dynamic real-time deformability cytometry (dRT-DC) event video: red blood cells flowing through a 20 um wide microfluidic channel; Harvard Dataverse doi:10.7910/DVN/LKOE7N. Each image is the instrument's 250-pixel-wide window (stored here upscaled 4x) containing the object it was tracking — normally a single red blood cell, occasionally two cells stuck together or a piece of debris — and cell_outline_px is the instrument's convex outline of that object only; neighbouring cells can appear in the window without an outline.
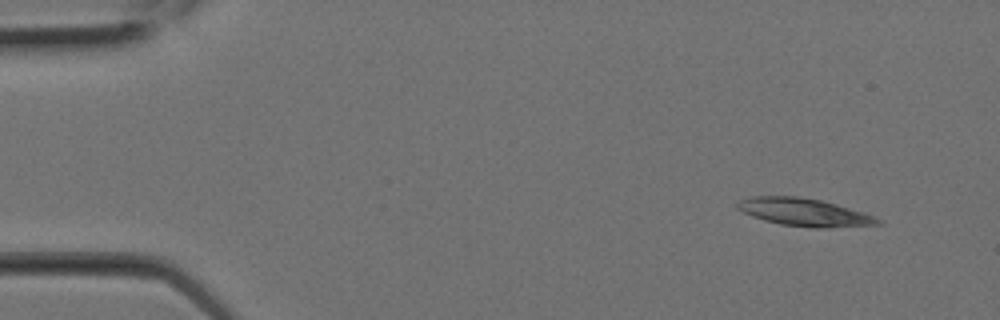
{"species": "Egyptian fruit bat (a non-hibernating species)", "species_latin": "Rousettus aegyptiacus", "temperature_condition": "room temperature", "stored_images_in_passage": 3, "segment_of_instrument_passage": [1, 2], "camera_frame_rate_fps": 3000, "um_per_image_px": 0.085, "animal": {"sex": "female"}, "frame": {"image": 1, "passage_image": 1, "time_ms": 0.0, "image_size_px": [1000, 320], "cell_outline_px": [[884, 224], [820, 228], [812, 228], [780, 224], [764, 220], [752, 216], [736, 208], [736, 204], [740, 200], [752, 196], [800, 196], [820, 200], [836, 204], [876, 216]], "centroid_in_image_um": [68.37, 18.04], "position_along_channel_um": 16.6, "area_um2": 22.66}}
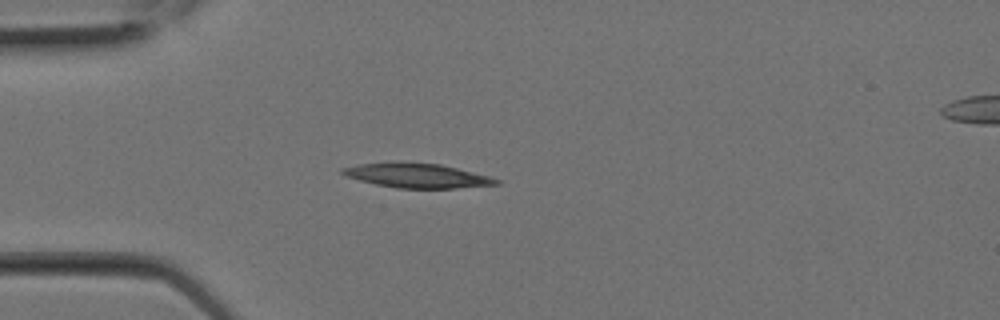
{"frame": {"image": 2, "passage_image": 2, "time_ms": 0.333, "image_size_px": [1000, 320], "cell_outline_px": [[500, 184], [456, 188], [396, 188], [376, 184], [344, 176], [340, 172], [340, 168], [356, 164], [400, 160], [440, 164], [488, 176], [500, 180]], "centroid_in_image_um": [35.36, 14.89], "position_along_channel_um": 49.6, "area_um2": 22.25}}